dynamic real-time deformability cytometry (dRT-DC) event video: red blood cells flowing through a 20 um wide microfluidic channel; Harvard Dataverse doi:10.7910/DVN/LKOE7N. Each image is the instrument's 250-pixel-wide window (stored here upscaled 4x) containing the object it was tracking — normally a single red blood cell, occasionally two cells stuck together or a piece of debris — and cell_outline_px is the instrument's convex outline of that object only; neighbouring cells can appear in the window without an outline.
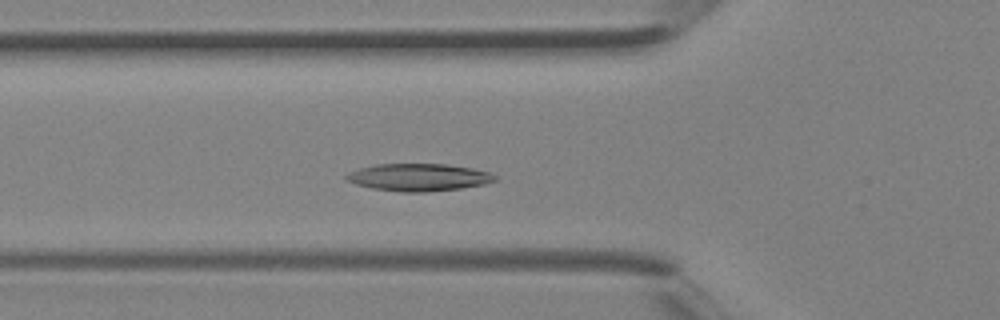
{"species": "Egyptian fruit bat (a non-hibernating species)", "species_latin": "Rousettus aegyptiacus", "temperature_condition": "room temperature", "stored_images_in_passage": 38, "segment_of_instrument_passage": [1, 2], "camera_frame_rate_fps": 3000, "um_per_image_px": 0.085, "animal": {"sex": "female"}, "frame": {"image": 1, "passage_image": 11, "time_ms": 3.333, "image_size_px": [1000, 320], "cell_outline_px": [[496, 180], [484, 184], [460, 188], [428, 192], [400, 192], [372, 188], [356, 184], [344, 180], [344, 176], [348, 172], [360, 168], [376, 164], [448, 164], [472, 168], [488, 172], [496, 176]], "centroid_in_image_um": [35.54, 15.07], "position_along_channel_um": 90.3, "area_um2": 23.76}}
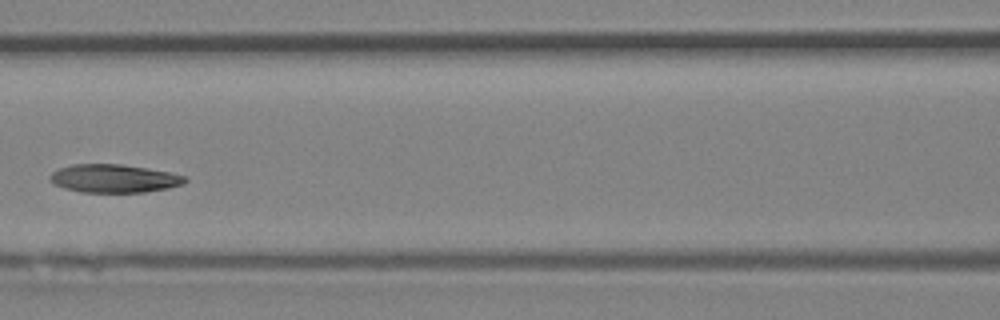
{"frame": {"image": 2, "passage_image": 15, "time_ms": 4.667, "image_size_px": [1000, 320], "cell_outline_px": [[188, 180], [184, 184], [168, 188], [144, 192], [80, 192], [64, 188], [52, 184], [48, 180], [48, 176], [52, 172], [60, 168], [72, 164], [120, 164], [148, 168], [188, 176]], "centroid_in_image_um": [9.68, 15.17], "position_along_channel_um": 156.9, "area_um2": 22.43}}
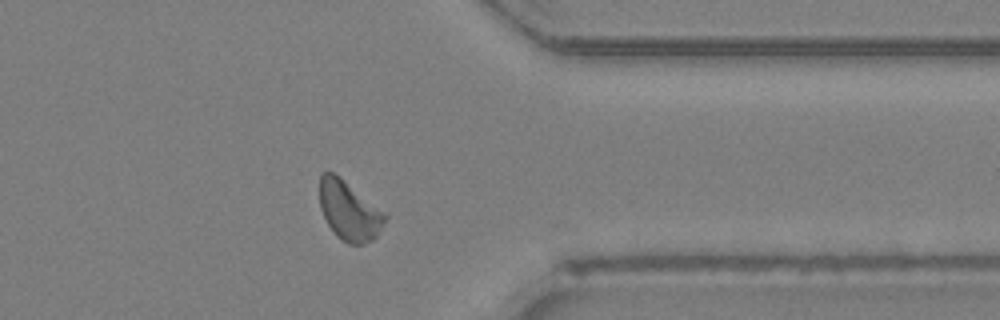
{"frame": {"image": 3, "passage_image": 29, "time_ms": 9.333, "image_size_px": [1000, 320], "cell_outline_px": [[388, 216], [384, 224], [376, 236], [372, 240], [364, 244], [348, 244], [336, 236], [328, 224], [320, 208], [320, 172], [332, 172], [340, 176], [388, 212]], "centroid_in_image_um": [29.72, 17.89], "position_along_channel_um": 381.7, "area_um2": 23.06}}